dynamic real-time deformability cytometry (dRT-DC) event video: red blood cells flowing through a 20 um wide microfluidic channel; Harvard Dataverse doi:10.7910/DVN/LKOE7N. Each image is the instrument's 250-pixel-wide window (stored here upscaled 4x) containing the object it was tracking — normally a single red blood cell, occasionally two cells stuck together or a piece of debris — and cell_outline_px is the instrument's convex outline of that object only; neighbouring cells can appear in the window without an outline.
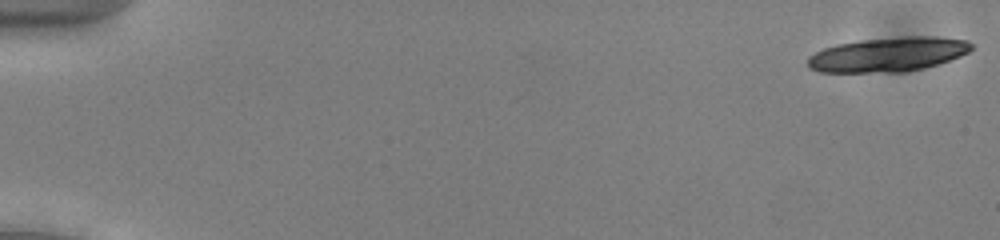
{"species": "common noctule bat (a hibernating species)", "species_latin": "Nyctalus noctula", "temperature_condition": "cold", "stored_images_in_passage": 19, "camera_frame_rate_fps": 3000, "um_per_image_px": 0.085, "animal": {"sex": "male", "body_mass_g": 13.0, "forearm_length_mm": 53.1}, "frame": {"image": 1, "passage_image": 1, "time_ms": 0.0, "image_size_px": [1000, 240], "cell_outline_px": [[972, 48], [968, 52], [960, 56], [924, 68], [904, 72], [820, 72], [808, 68], [808, 56], [824, 48], [836, 44], [860, 40], [912, 36], [936, 36], [968, 40], [972, 44]], "centroid_in_image_um": [75.48, 4.63], "position_along_channel_um": 9.5, "area_um2": 32.77}}